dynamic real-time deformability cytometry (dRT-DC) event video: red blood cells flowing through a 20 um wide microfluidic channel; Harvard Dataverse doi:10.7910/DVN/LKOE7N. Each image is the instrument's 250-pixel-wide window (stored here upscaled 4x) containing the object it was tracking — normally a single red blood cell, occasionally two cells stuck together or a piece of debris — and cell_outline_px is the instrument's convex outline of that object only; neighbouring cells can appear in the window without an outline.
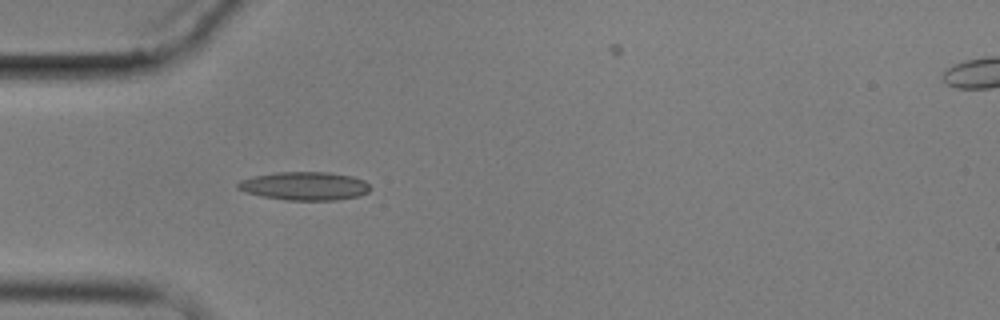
{"species": "common noctule bat (a hibernating species)", "species_latin": "Nyctalus noctula", "temperature_condition": "cold", "stored_images_in_passage": 4, "camera_frame_rate_fps": 3000, "um_per_image_px": 0.085, "animal": {"sex": "male", "body_mass_g": 17.9}, "frame": {"image": 1, "passage_image": 3, "time_ms": 3.333, "image_size_px": [1000, 320], "cell_outline_px": [[372, 188], [368, 192], [360, 196], [336, 200], [284, 200], [260, 196], [236, 188], [236, 184], [240, 180], [252, 176], [276, 172], [328, 172], [352, 176], [364, 180]], "centroid_in_image_um": [25.89, 15.81], "position_along_channel_um": 59.1, "area_um2": 22.08}}